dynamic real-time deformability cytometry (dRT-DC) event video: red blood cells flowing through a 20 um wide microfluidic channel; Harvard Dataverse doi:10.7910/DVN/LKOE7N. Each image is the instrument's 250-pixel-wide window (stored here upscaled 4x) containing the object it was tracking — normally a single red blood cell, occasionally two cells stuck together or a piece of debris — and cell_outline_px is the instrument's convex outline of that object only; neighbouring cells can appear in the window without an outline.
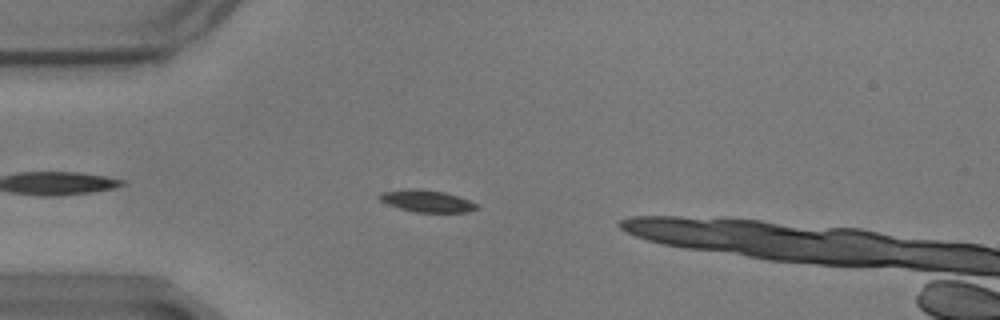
{"species": "common noctule bat (a hibernating species)", "species_latin": "Nyctalus noctula", "temperature_condition": "warm", "stored_images_in_passage": 44, "camera_frame_rate_fps": 3000, "um_per_image_px": 0.085, "animal": {"sex": "male", "body_mass_g": 17.9}, "frame": {"image": 1, "passage_image": 7, "time_ms": 2.0, "image_size_px": [1000, 320], "cell_outline_px": [[480, 208], [468, 212], [416, 212], [400, 208], [388, 204], [380, 200], [376, 196], [380, 192], [444, 192], [468, 200], [476, 204]], "centroid_in_image_um": [36.35, 17.16], "position_along_channel_um": 48.7, "area_um2": 11.39}}
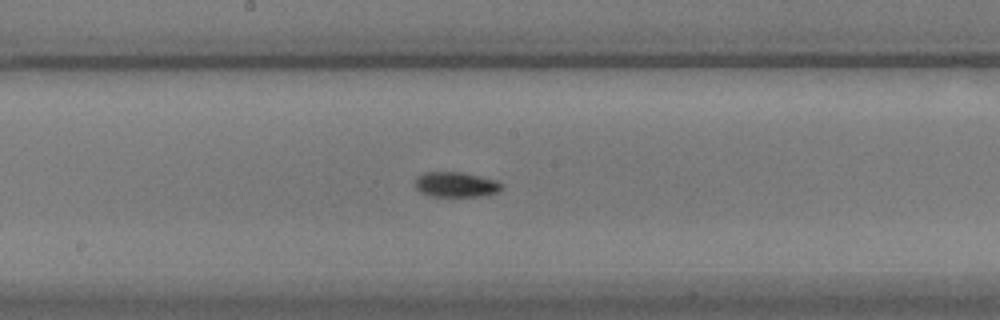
{"frame": {"image": 2, "passage_image": 22, "time_ms": 7.0, "image_size_px": [1000, 320], "cell_outline_px": [[504, 188], [500, 192], [480, 196], [432, 196], [420, 192], [416, 188], [416, 176], [424, 172], [460, 172], [480, 176], [496, 180], [504, 184]], "centroid_in_image_um": [38.8, 15.68], "position_along_channel_um": 209.4, "area_um2": 12.77}}
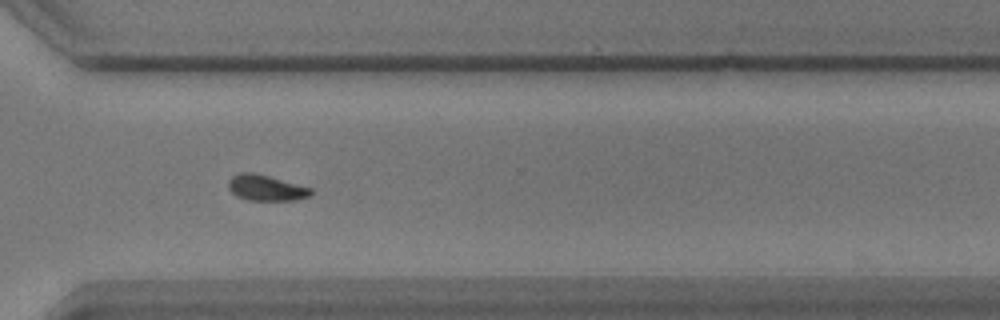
{"frame": {"image": 3, "passage_image": 34, "time_ms": 11.0, "image_size_px": [1000, 320], "cell_outline_px": [[312, 192], [308, 196], [296, 200], [248, 200], [236, 196], [228, 188], [228, 180], [232, 176], [240, 172], [252, 172], [268, 176], [312, 188]], "centroid_in_image_um": [22.57, 15.96], "position_along_channel_um": 348.0, "area_um2": 12.31}, "authors_computed_cell_mechanics": {"area_um2": 12.6004, "velocity_mm_per_s": 3.4632, "shape_relaxation_time_tau1_ms": 1.8969, "shape_relaxation_time_tau2_ms": null, "deformation_change_tau1": 0.1046, "deformation_change_tau2": null}}